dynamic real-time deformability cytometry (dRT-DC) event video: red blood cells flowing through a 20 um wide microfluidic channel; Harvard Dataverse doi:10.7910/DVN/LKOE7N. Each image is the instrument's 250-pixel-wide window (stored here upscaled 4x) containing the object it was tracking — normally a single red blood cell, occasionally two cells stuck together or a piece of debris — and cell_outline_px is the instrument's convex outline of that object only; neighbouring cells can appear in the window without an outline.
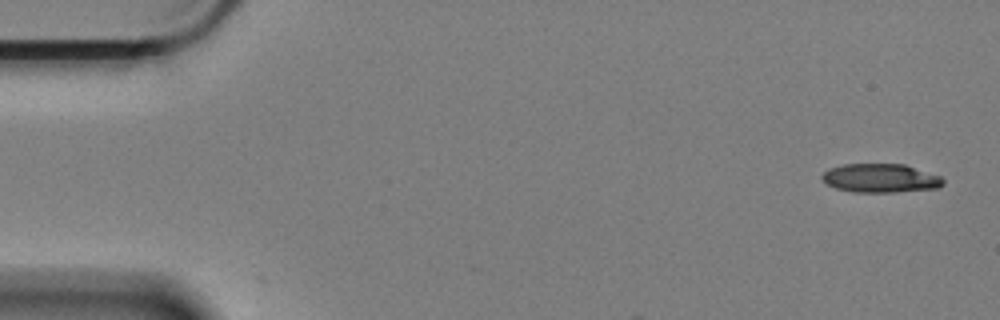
{"species": "Egyptian fruit bat (a non-hibernating species)", "species_latin": "Rousettus aegyptiacus", "temperature_condition": "cold", "stored_images_in_passage": 2, "camera_frame_rate_fps": 3000, "um_per_image_px": 0.085, "animal": {"sex": "female"}, "frame": {"image": 1, "passage_image": 2, "time_ms": 0.333, "image_size_px": [1000, 320], "cell_outline_px": [[944, 184], [936, 188], [892, 192], [856, 192], [836, 188], [828, 184], [820, 176], [828, 168], [844, 164], [904, 164], [940, 176], [944, 180]], "centroid_in_image_um": [74.83, 15.13], "position_along_channel_um": 10.2, "area_um2": 20.11}}